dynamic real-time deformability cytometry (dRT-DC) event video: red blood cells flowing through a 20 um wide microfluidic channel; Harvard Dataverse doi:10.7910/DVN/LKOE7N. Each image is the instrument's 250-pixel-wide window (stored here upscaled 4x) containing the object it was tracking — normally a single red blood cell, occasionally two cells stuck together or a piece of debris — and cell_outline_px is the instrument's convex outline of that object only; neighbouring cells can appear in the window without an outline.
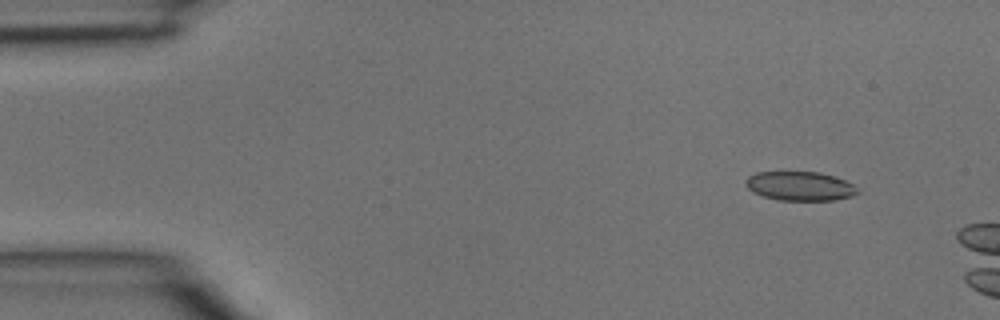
{"species": "common noctule bat (a hibernating species)", "species_latin": "Nyctalus noctula", "temperature_condition": "room temperature", "stored_images_in_passage": 3, "camera_frame_rate_fps": 3000, "um_per_image_px": 0.085, "animal": {"sex": "male", "body_mass_g": 15.6}, "frame": {"image": 1, "passage_image": 1, "time_ms": 0.0, "image_size_px": [1000, 320], "cell_outline_px": [[860, 192], [852, 196], [836, 200], [780, 200], [764, 196], [752, 192], [744, 184], [744, 180], [748, 176], [756, 172], [820, 172], [836, 176], [852, 184]], "centroid_in_image_um": [67.98, 15.81], "position_along_channel_um": 17.0, "area_um2": 19.07}}